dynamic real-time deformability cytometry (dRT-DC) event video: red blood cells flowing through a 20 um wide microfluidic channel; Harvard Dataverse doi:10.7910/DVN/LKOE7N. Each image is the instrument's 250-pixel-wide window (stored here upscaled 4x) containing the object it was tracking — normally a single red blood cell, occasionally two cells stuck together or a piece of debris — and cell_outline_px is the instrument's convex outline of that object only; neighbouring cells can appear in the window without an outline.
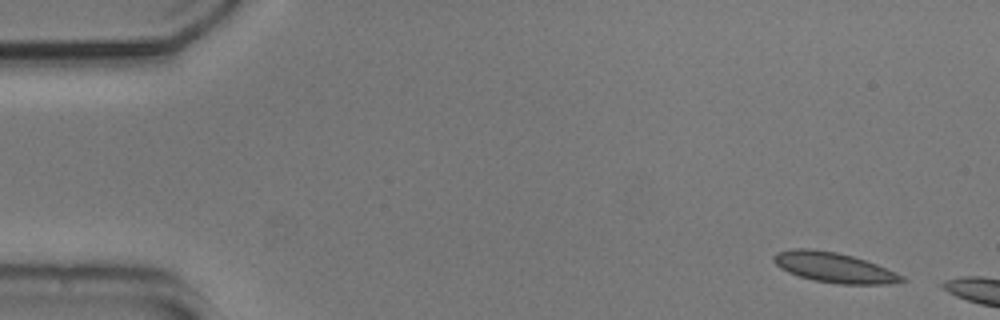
{"species": "common noctule bat (a hibernating species)", "species_latin": "Nyctalus noctula", "temperature_condition": "cold", "stored_images_in_passage": 4, "camera_frame_rate_fps": 3000, "um_per_image_px": 0.085, "animal": {"sex": "male", "body_mass_g": 20.5, "forearm_length_mm": 52.5}, "frame": {"image": 1, "passage_image": 1, "time_ms": 0.0, "image_size_px": [1000, 320], "cell_outline_px": [[888, 280], [824, 280], [808, 276], [796, 272], [780, 264], [796, 252], [824, 252], [844, 256], [868, 264], [876, 268]], "centroid_in_image_um": [70.67, 22.7], "position_along_channel_um": 14.3, "area_um2": 14.62}}